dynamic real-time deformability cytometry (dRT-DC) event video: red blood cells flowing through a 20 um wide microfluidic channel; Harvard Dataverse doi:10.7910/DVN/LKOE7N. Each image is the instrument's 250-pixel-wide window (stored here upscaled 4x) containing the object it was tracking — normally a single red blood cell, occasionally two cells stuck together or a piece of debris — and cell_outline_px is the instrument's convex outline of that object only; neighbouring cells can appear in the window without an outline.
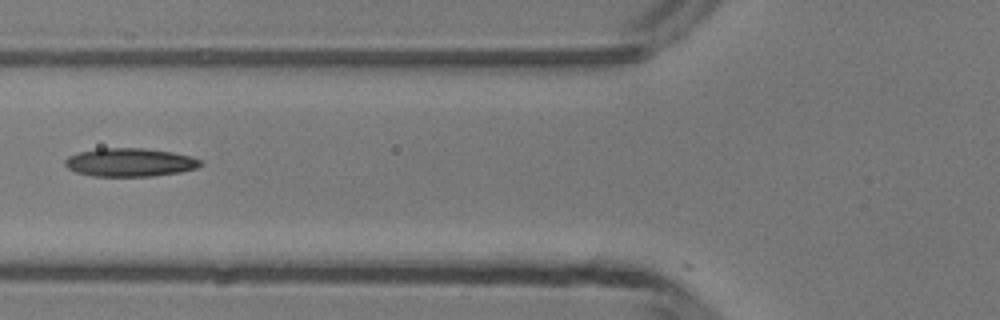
{"species": "common noctule bat (a hibernating species)", "species_latin": "Nyctalus noctula", "temperature_condition": "room temperature", "stored_images_in_passage": 36, "camera_frame_rate_fps": 3000, "um_per_image_px": 0.085, "animal": {"sex": "male", "body_mass_g": 13.3}, "frame": {"image": 1, "passage_image": 9, "time_ms": 2.667, "image_size_px": [1000, 320], "cell_outline_px": [[204, 164], [196, 168], [180, 172], [152, 176], [92, 176], [76, 172], [68, 168], [64, 164], [64, 160], [68, 156], [80, 152], [96, 148], [144, 148], [172, 152], [192, 156], [200, 160]], "centroid_in_image_um": [11.04, 13.79], "position_along_channel_um": 114.8, "area_um2": 22.48}}
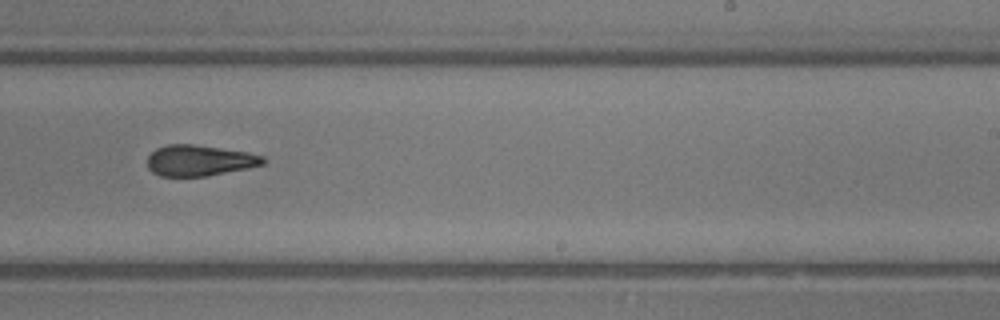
{"frame": {"image": 2, "passage_image": 20, "time_ms": 6.333, "image_size_px": [1000, 320], "cell_outline_px": [[264, 164], [248, 168], [208, 176], [160, 176], [152, 172], [148, 168], [148, 156], [156, 148], [168, 144], [192, 144], [248, 152], [264, 156]], "centroid_in_image_um": [16.94, 13.64], "position_along_channel_um": 272.1, "area_um2": 20.81}}
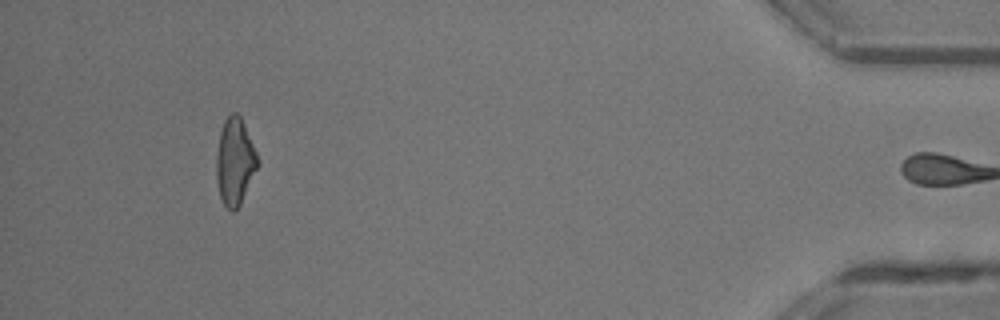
{"frame": {"image": 3, "passage_image": 35, "time_ms": 11.333, "image_size_px": [1000, 320], "cell_outline_px": [[260, 164], [240, 204], [232, 212], [224, 204], [220, 196], [216, 180], [216, 156], [220, 132], [224, 120], [232, 112], [236, 112], [240, 116], [244, 124], [260, 160]], "centroid_in_image_um": [19.97, 13.72], "position_along_channel_um": 415.2, "area_um2": 20.92}, "authors_computed_cell_mechanics": {"area_um2": 20.9525, "velocity_mm_per_s": 4.2828, "shape_relaxation_time_tau1_ms": null, "shape_relaxation_time_tau2_ms": 4.6518, "deformation_change_tau1": null, "deformation_change_tau2": 0.134}}